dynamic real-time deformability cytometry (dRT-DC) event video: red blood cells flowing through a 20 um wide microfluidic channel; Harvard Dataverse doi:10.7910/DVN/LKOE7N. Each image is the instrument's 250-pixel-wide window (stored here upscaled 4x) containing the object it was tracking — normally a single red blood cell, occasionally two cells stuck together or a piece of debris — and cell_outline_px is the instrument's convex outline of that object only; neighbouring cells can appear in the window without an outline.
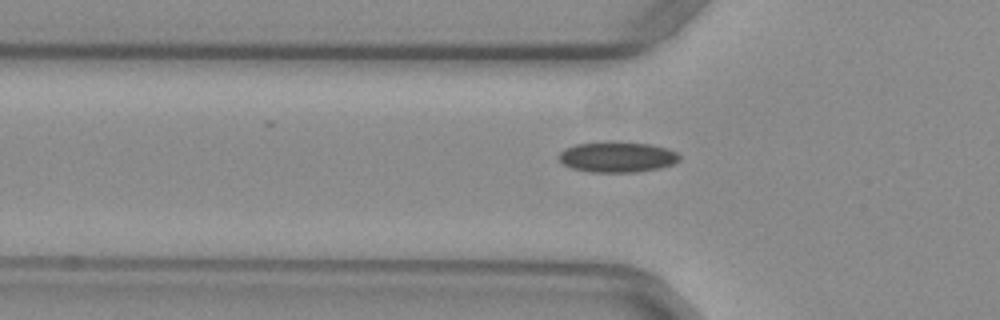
{"species": "common noctule bat (a hibernating species)", "species_latin": "Nyctalus noctula", "temperature_condition": "warm", "stored_images_in_passage": 35, "camera_frame_rate_fps": 3000, "um_per_image_px": 0.085, "animal": {"sex": "female", "body_mass_g": 29.2, "forearm_length_mm": 56.3}, "frame": {"image": 1, "passage_image": 6, "time_ms": 1.667, "image_size_px": [1000, 320], "cell_outline_px": [[680, 160], [672, 164], [660, 168], [636, 172], [592, 172], [572, 168], [564, 164], [560, 160], [560, 152], [576, 144], [604, 140], [616, 140], [648, 144], [668, 148], [676, 152], [680, 156]], "centroid_in_image_um": [52.49, 13.32], "position_along_channel_um": 73.3, "area_um2": 21.73}}
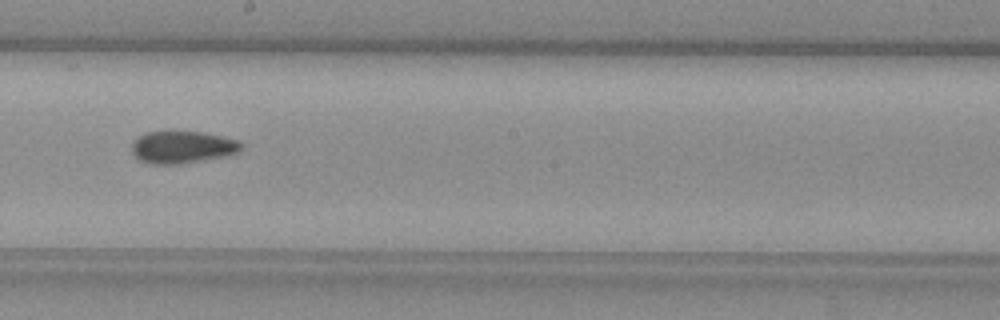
{"frame": {"image": 2, "passage_image": 18, "time_ms": 5.667, "image_size_px": [1000, 320], "cell_outline_px": [[244, 148], [240, 152], [180, 164], [152, 164], [140, 160], [132, 152], [132, 144], [136, 136], [144, 132], [200, 132], [240, 140], [244, 144]], "centroid_in_image_um": [15.5, 12.5], "position_along_channel_um": 232.7, "area_um2": 20.46}}
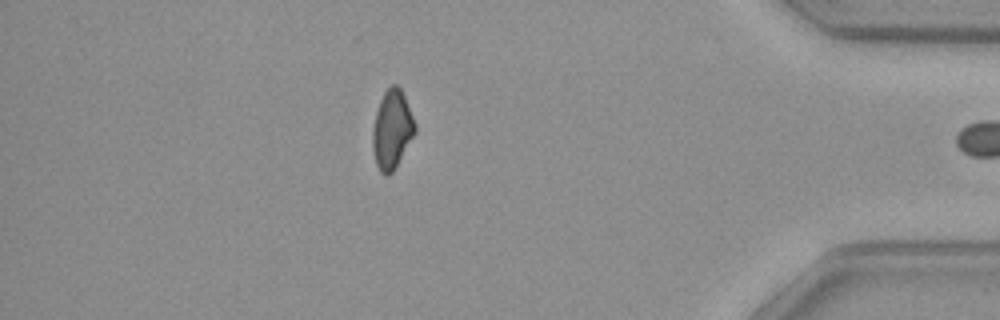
{"frame": {"image": 3, "passage_image": 34, "time_ms": 11.0, "image_size_px": [1000, 320], "cell_outline_px": [[416, 132], [392, 172], [388, 176], [384, 176], [380, 172], [376, 164], [372, 148], [372, 128], [376, 112], [380, 100], [384, 92], [392, 84], [396, 84], [400, 88], [404, 96], [416, 124]], "centroid_in_image_um": [33.3, 11.02], "position_along_channel_um": 401.9, "area_um2": 19.36}}